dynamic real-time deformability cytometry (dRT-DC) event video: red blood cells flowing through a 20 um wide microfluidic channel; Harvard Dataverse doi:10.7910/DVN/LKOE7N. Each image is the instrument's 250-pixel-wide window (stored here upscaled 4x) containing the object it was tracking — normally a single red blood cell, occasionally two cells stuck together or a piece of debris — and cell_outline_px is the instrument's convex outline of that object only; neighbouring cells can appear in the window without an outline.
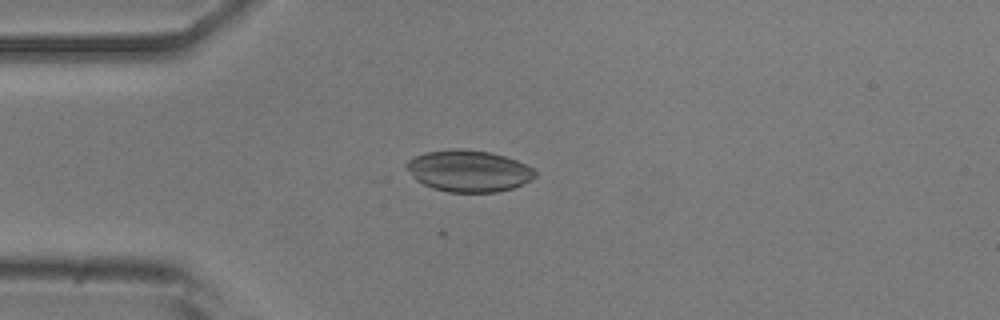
{"species": "common noctule bat (a hibernating species)", "species_latin": "Nyctalus noctula", "temperature_condition": "room temperature", "stored_images_in_passage": 41, "camera_frame_rate_fps": 3000, "um_per_image_px": 0.085, "animal": {"sex": "male", "body_mass_g": 20.5, "forearm_length_mm": 52.5}, "frame": {"image": 1, "passage_image": 1, "time_ms": 0.0, "image_size_px": [1000, 320], "cell_outline_px": [[536, 172], [528, 180], [512, 188], [492, 192], [452, 192], [436, 188], [424, 184], [416, 176], [408, 164], [412, 160], [428, 152], [484, 152], [500, 156], [524, 164], [532, 168]], "centroid_in_image_um": [39.92, 14.59], "position_along_channel_um": 45.1, "area_um2": 28.44}}
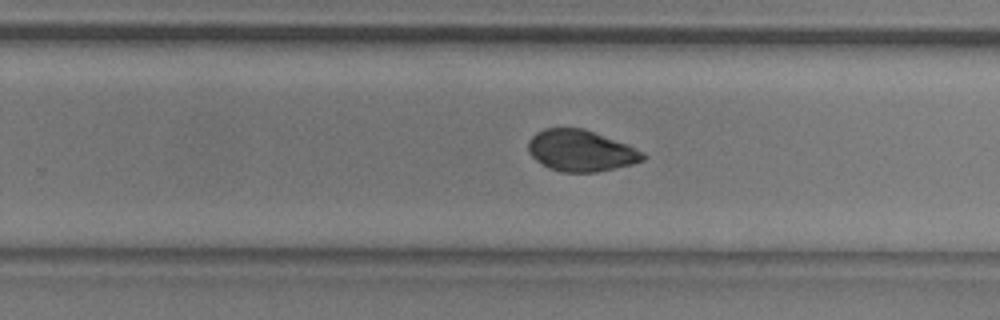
{"frame": {"image": 2, "passage_image": 21, "time_ms": 6.667, "image_size_px": [1000, 320], "cell_outline_px": [[644, 156], [640, 160], [628, 164], [592, 172], [568, 172], [552, 168], [544, 164], [532, 156], [528, 148], [528, 144], [532, 136], [548, 128], [580, 128], [592, 132], [624, 144], [640, 152]], "centroid_in_image_um": [49.29, 12.8], "position_along_channel_um": 280.5, "area_um2": 26.01}}
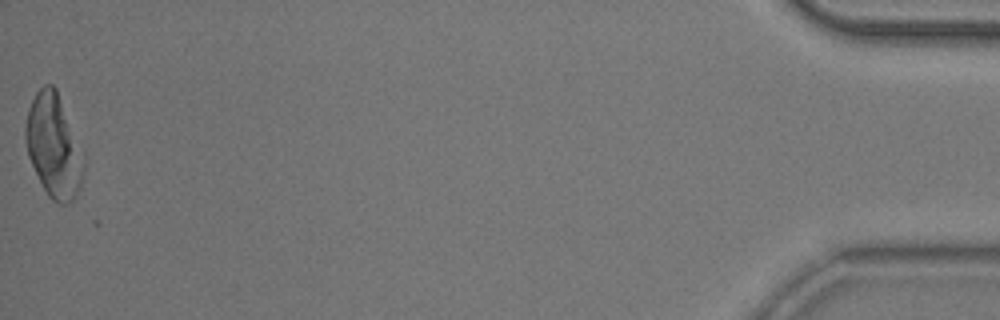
{"frame": {"image": 3, "passage_image": 41, "time_ms": 13.333, "image_size_px": [1000, 320], "cell_outline_px": [[68, 152], [56, 200], [44, 188], [32, 164], [28, 152], [28, 112], [32, 100], [40, 88], [48, 84], [52, 84], [56, 88], [64, 124], [68, 144]], "centroid_in_image_um": [4.04, 11.78], "position_along_channel_um": 431.2, "area_um2": 23.52}, "authors_computed_cell_mechanics": {"area_um2": 25.5476, "velocity_mm_per_s": 3.7534, "shape_relaxation_time_tau1_ms": 3.6743, "shape_relaxation_time_tau2_ms": 1.8912, "deformation_change_tau1": 0.0792, "deformation_change_tau2": 0.0322}}